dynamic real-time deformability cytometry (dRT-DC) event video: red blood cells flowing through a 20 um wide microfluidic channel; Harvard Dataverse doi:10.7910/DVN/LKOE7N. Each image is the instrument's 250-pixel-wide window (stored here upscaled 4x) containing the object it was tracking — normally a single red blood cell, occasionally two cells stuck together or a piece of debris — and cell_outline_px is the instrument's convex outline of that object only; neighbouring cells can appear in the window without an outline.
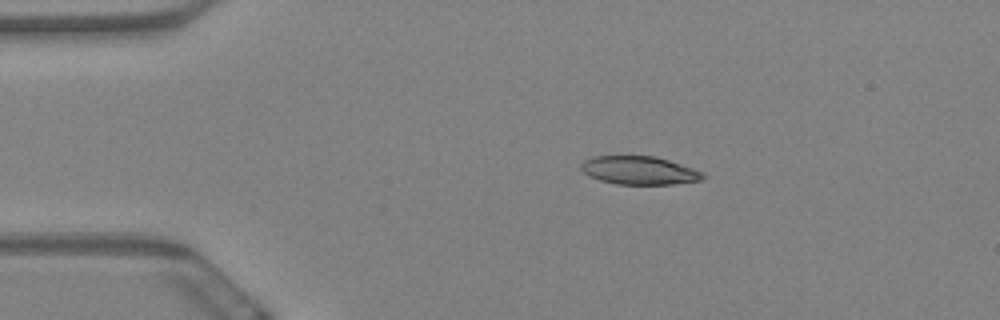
{"species": "Egyptian fruit bat (a non-hibernating species)", "species_latin": "Rousettus aegyptiacus", "temperature_condition": "warm", "stored_images_in_passage": 43, "camera_frame_rate_fps": 3000, "um_per_image_px": 0.085, "animal": {"sex": "female"}, "frame": {"image": 1, "passage_image": 1, "time_ms": 0.0, "image_size_px": [1000, 320], "cell_outline_px": [[708, 176], [704, 180], [672, 184], [616, 184], [600, 180], [588, 176], [580, 168], [580, 164], [584, 160], [592, 156], [656, 156], [704, 172]], "centroid_in_image_um": [54.35, 14.48], "position_along_channel_um": 30.7, "area_um2": 20.23}}
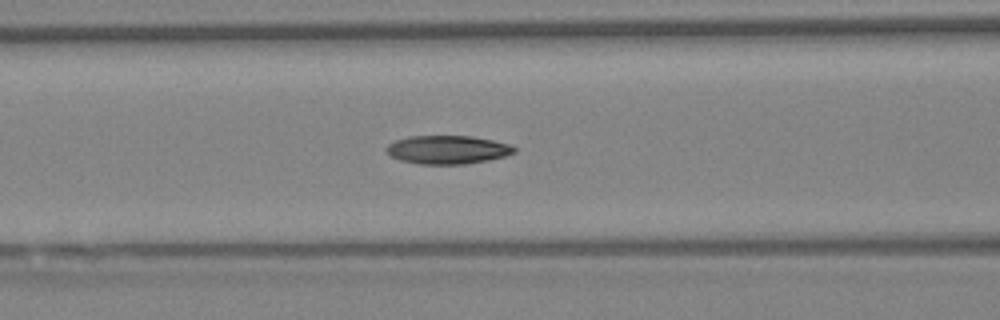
{"frame": {"image": 2, "passage_image": 14, "time_ms": 4.333, "image_size_px": [1000, 320], "cell_outline_px": [[516, 152], [504, 156], [488, 160], [464, 164], [416, 164], [400, 160], [392, 156], [384, 148], [388, 144], [396, 140], [408, 136], [472, 136], [492, 140], [508, 144], [516, 148]], "centroid_in_image_um": [38.02, 12.72], "position_along_channel_um": 128.6, "area_um2": 21.15}}
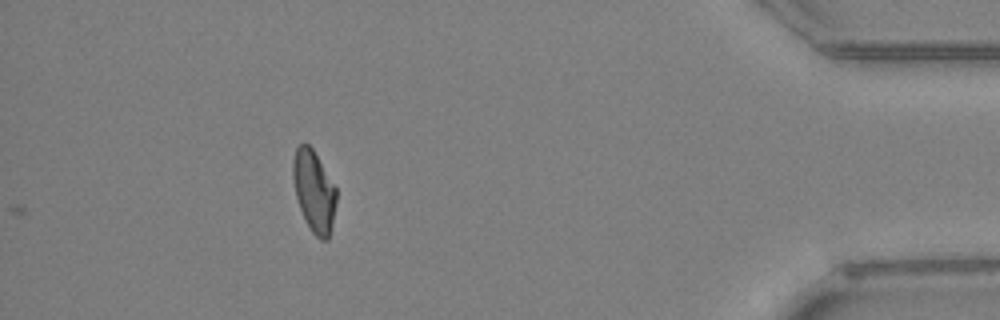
{"frame": {"image": 3, "passage_image": 43, "time_ms": 14.0, "image_size_px": [1000, 320], "cell_outline_px": [[336, 204], [332, 224], [328, 240], [320, 240], [312, 232], [300, 208], [296, 196], [292, 176], [292, 160], [296, 148], [304, 140], [312, 148], [336, 188]], "centroid_in_image_um": [26.67, 16.22], "position_along_channel_um": 408.5, "area_um2": 20.46}, "authors_computed_cell_mechanics": {"area_um2": 20.8658, "velocity_mm_per_s": 3.4556, "shape_relaxation_time_tau1_ms": null, "shape_relaxation_time_tau2_ms": 4.1228, "deformation_change_tau1": null, "deformation_change_tau2": 0.098}}